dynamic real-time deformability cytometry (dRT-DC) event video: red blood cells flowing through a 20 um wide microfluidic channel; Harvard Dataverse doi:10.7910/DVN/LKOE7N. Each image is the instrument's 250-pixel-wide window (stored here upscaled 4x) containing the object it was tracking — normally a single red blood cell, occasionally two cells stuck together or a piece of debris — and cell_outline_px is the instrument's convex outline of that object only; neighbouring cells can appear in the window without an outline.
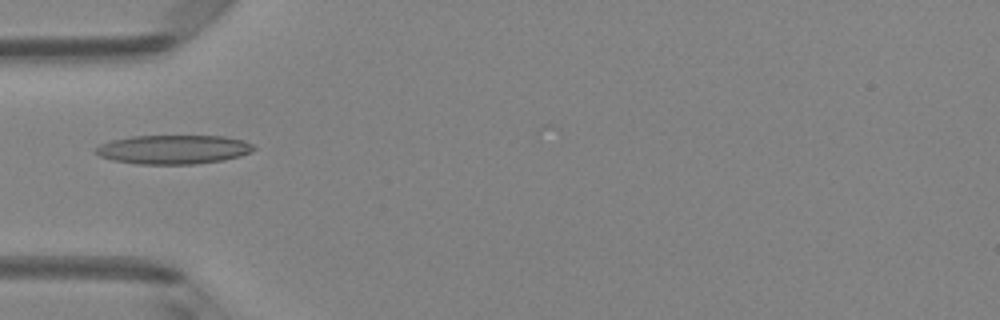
{"species": "Egyptian fruit bat (a non-hibernating species)", "species_latin": "Rousettus aegyptiacus", "temperature_condition": "room temperature", "stored_images_in_passage": 5, "camera_frame_rate_fps": 3000, "um_per_image_px": 0.085, "animal": {"sex": "female"}, "frame": {"image": 1, "passage_image": 5, "time_ms": 1.333, "image_size_px": [1000, 320], "cell_outline_px": [[256, 148], [252, 152], [240, 156], [224, 160], [192, 164], [136, 164], [112, 160], [100, 156], [92, 152], [100, 144], [112, 140], [132, 136], [224, 136], [244, 140], [252, 144]], "centroid_in_image_um": [14.74, 12.7], "position_along_channel_um": 70.3, "area_um2": 26.88}}